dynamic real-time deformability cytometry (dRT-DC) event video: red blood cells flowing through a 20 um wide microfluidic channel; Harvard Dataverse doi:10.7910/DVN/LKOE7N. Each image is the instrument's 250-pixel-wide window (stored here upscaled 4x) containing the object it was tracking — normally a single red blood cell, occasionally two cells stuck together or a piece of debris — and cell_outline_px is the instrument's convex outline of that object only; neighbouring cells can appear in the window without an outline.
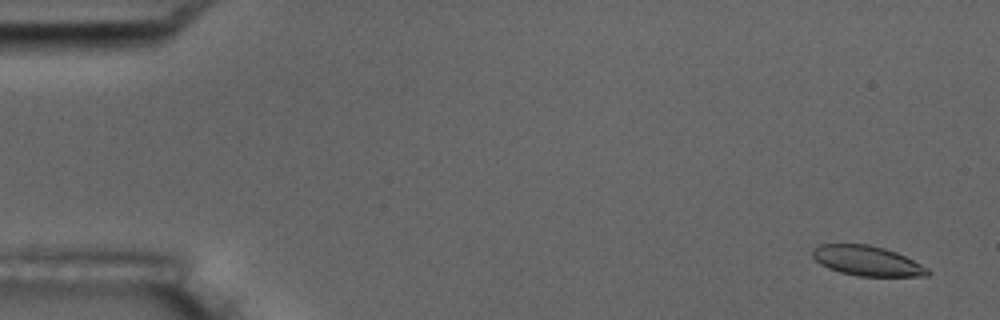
{"species": "common noctule bat (a hibernating species)", "species_latin": "Nyctalus noctula", "temperature_condition": "room temperature", "stored_images_in_passage": 6, "segment_of_instrument_passage": [1, 2], "camera_frame_rate_fps": 3000, "um_per_image_px": 0.085, "animal": {"sex": "male", "body_mass_g": 17.5, "forearm_length_mm": 52.3}, "frame": {"image": 1, "passage_image": 1, "time_ms": 0.0, "image_size_px": [1000, 320], "cell_outline_px": [[932, 272], [928, 276], [860, 276], [840, 272], [828, 268], [820, 264], [812, 256], [812, 248], [820, 244], [868, 244], [884, 248], [896, 252], [928, 268]], "centroid_in_image_um": [73.69, 22.17], "position_along_channel_um": 11.3, "area_um2": 20.06}}
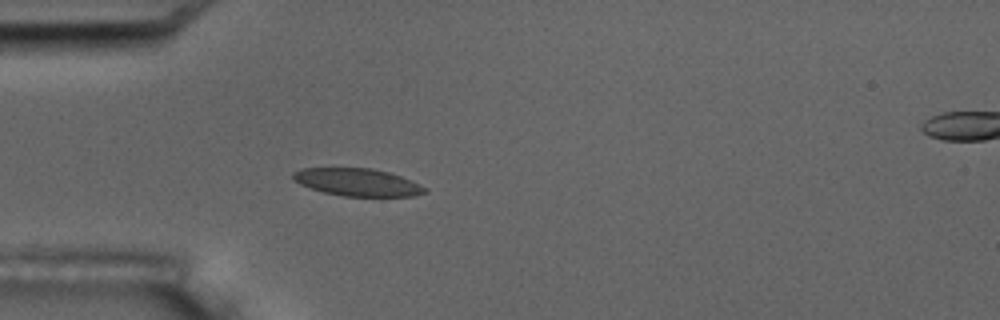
{"frame": {"image": 2, "passage_image": 5, "time_ms": 4.667, "image_size_px": [1000, 320], "cell_outline_px": [[428, 188], [424, 192], [412, 196], [344, 196], [324, 192], [300, 184], [292, 180], [292, 172], [300, 168], [372, 168], [388, 172], [400, 176]], "centroid_in_image_um": [30.33, 15.48], "position_along_channel_um": 54.7, "area_um2": 20.98}}